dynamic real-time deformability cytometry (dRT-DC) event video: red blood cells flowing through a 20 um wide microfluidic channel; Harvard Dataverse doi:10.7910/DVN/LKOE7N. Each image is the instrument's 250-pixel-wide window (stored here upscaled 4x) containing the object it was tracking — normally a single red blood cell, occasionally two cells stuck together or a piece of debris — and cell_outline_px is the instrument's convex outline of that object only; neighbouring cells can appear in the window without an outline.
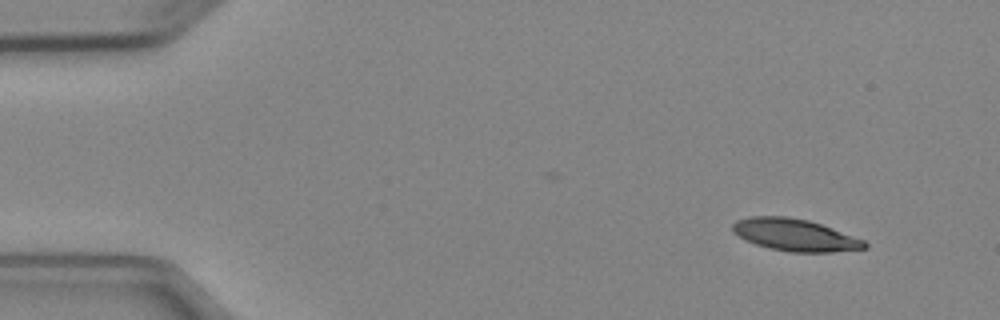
{"species": "Egyptian fruit bat (a non-hibernating species)", "species_latin": "Rousettus aegyptiacus", "temperature_condition": "cold", "stored_images_in_passage": 3, "camera_frame_rate_fps": 3000, "um_per_image_px": 0.085, "animal": {"sex": "female"}, "frame": {"image": 1, "passage_image": 1, "time_ms": 0.0, "image_size_px": [1000, 320], "cell_outline_px": [[868, 248], [832, 252], [788, 252], [768, 248], [756, 244], [732, 232], [732, 224], [736, 220], [748, 216], [788, 216], [808, 220], [832, 228], [864, 240], [868, 244]], "centroid_in_image_um": [67.56, 19.97], "position_along_channel_um": 17.4, "area_um2": 24.68}}
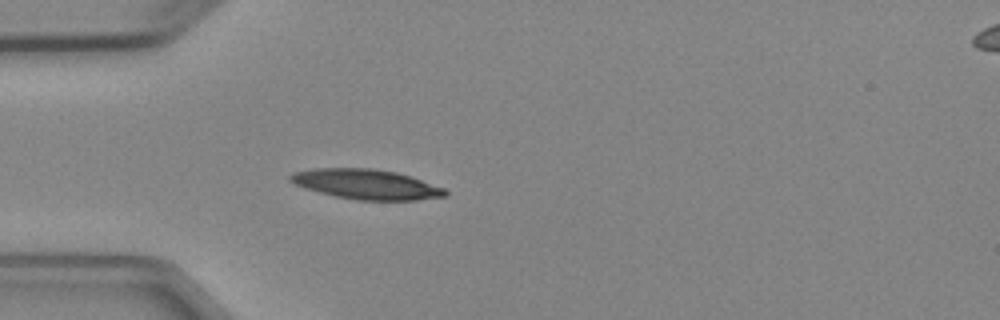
{"frame": {"image": 2, "passage_image": 3, "time_ms": 3.333, "image_size_px": [1000, 320], "cell_outline_px": [[448, 196], [416, 200], [356, 200], [336, 196], [304, 188], [288, 180], [288, 176], [292, 172], [316, 168], [372, 168], [396, 172], [444, 188], [448, 192]], "centroid_in_image_um": [31.11, 15.66], "position_along_channel_um": 53.9, "area_um2": 26.88}}